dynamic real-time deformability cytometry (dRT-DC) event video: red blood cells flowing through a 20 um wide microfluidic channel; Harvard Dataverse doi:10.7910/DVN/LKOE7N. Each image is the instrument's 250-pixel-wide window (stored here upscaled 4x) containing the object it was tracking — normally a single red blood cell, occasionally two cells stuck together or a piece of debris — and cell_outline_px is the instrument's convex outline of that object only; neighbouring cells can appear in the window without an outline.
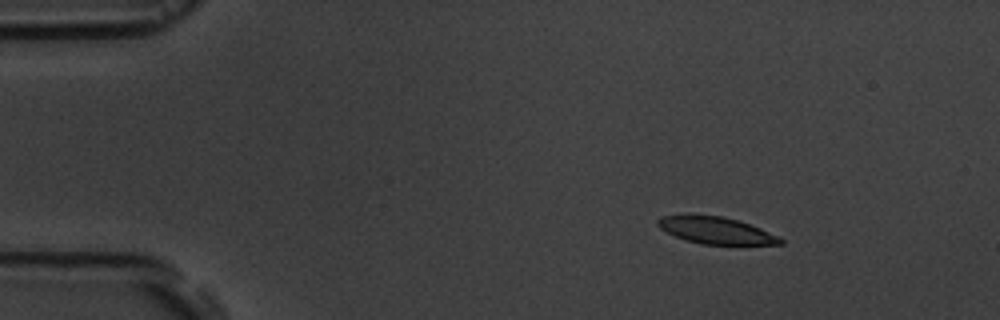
{"species": "common noctule bat (a hibernating species)", "species_latin": "Nyctalus noctula", "temperature_condition": "room temperature", "stored_images_in_passage": 5, "camera_frame_rate_fps": 3000, "um_per_image_px": 0.085, "animal": {"sex": "male", "body_mass_g": 19.5, "forearm_length_mm": 54.6}, "frame": {"image": 1, "passage_image": 2, "time_ms": 1.0, "image_size_px": [1000, 320], "cell_outline_px": [[784, 244], [700, 244], [684, 240], [660, 228], [656, 224], [656, 220], [660, 216], [688, 212], [724, 216], [760, 228], [780, 236], [784, 240]], "centroid_in_image_um": [60.78, 19.54], "position_along_channel_um": 24.2, "area_um2": 19.77}}
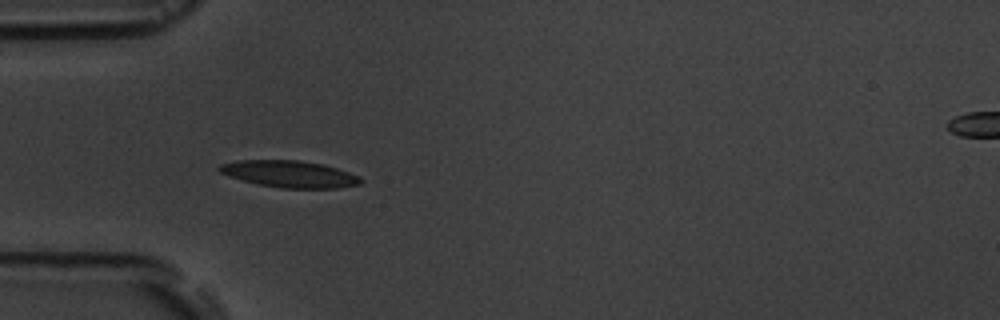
{"frame": {"image": 2, "passage_image": 4, "time_ms": 4.0, "image_size_px": [1000, 320], "cell_outline_px": [[360, 184], [336, 188], [280, 188], [256, 184], [228, 176], [220, 172], [216, 168], [220, 164], [236, 160], [300, 160], [324, 164], [360, 176]], "centroid_in_image_um": [24.56, 14.78], "position_along_channel_um": 60.4, "area_um2": 22.14}}
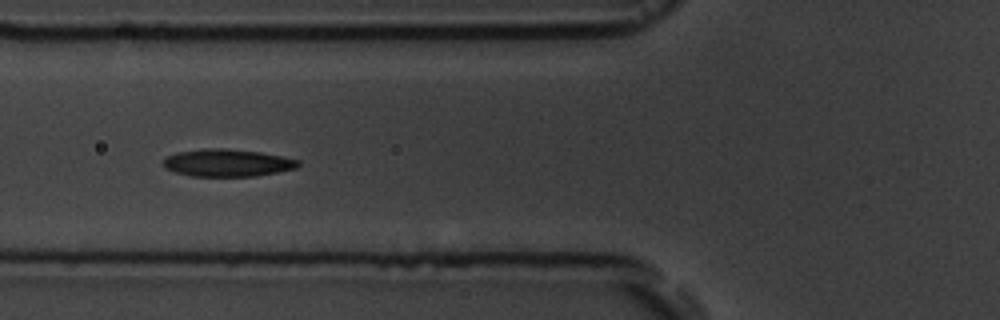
{"frame": {"image": 3, "passage_image": 5, "time_ms": 5.333, "image_size_px": [1000, 320], "cell_outline_px": [[300, 164], [296, 168], [256, 176], [192, 176], [176, 172], [164, 168], [164, 160], [168, 156], [176, 152], [204, 148], [224, 148], [260, 152], [300, 160]], "centroid_in_image_um": [19.32, 13.83], "position_along_channel_um": 106.5, "area_um2": 21.44}}